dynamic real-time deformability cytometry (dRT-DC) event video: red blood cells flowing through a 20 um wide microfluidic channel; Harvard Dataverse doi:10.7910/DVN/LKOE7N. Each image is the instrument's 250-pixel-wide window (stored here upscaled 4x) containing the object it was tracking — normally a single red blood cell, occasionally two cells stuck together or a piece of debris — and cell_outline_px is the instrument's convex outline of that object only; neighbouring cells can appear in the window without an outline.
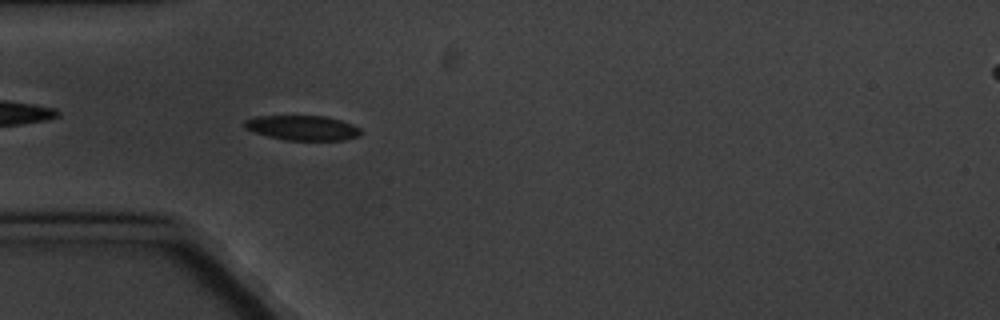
{"species": "common noctule bat (a hibernating species)", "species_latin": "Nyctalus noctula", "temperature_condition": "cold", "stored_images_in_passage": 5, "camera_frame_rate_fps": 3000, "um_per_image_px": 0.085, "animal": {"sex": "male", "body_mass_g": 20.1, "forearm_length_mm": 53.5}, "frame": {"image": 1, "passage_image": 5, "time_ms": 4.333, "image_size_px": [1000, 320], "cell_outline_px": [[364, 132], [360, 136], [344, 140], [284, 140], [252, 132], [244, 128], [244, 120], [256, 116], [324, 116], [340, 120], [352, 124], [360, 128]], "centroid_in_image_um": [25.72, 10.87], "position_along_channel_um": 59.3, "area_um2": 16.99}}